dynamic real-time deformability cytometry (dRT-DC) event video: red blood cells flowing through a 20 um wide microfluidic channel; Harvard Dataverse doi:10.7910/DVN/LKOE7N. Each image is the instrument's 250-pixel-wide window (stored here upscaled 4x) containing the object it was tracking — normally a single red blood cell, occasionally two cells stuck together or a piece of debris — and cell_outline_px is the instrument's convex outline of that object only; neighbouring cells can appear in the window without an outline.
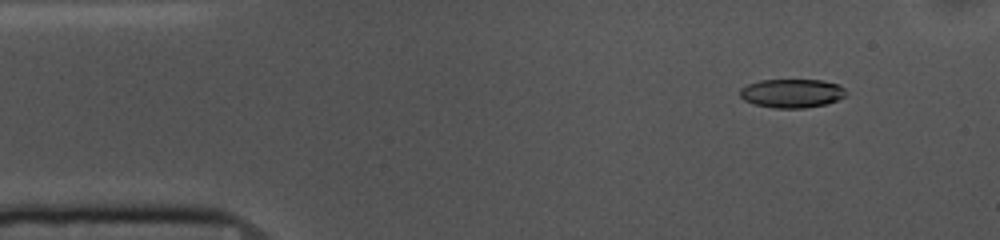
{"species": "common noctule bat (a hibernating species)", "species_latin": "Nyctalus noctula", "temperature_condition": "cold", "stored_images_in_passage": 53, "camera_frame_rate_fps": 3000, "um_per_image_px": 0.085, "animal": {"sex": "female", "body_mass_g": 10.0, "forearm_length_mm": 53.1}, "frame": {"image": 1, "passage_image": 5, "time_ms": 1.333, "image_size_px": [1000, 240], "cell_outline_px": [[848, 92], [844, 96], [836, 100], [824, 104], [804, 108], [772, 108], [756, 104], [744, 100], [740, 96], [740, 88], [748, 84], [760, 80], [820, 80], [840, 84]], "centroid_in_image_um": [67.31, 7.92], "position_along_channel_um": 17.7, "area_um2": 17.74}}
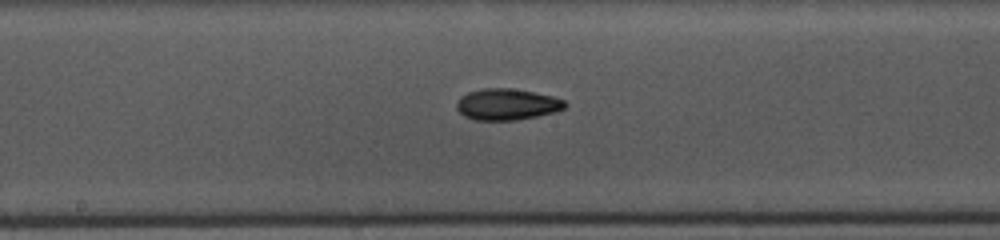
{"frame": {"image": 2, "passage_image": 26, "time_ms": 8.333, "image_size_px": [1000, 240], "cell_outline_px": [[568, 104], [564, 108], [556, 112], [516, 120], [476, 120], [464, 116], [456, 108], [456, 100], [460, 96], [468, 92], [484, 88], [512, 88], [552, 96], [564, 100]], "centroid_in_image_um": [43.07, 8.87], "position_along_channel_um": 205.1, "area_um2": 19.83}}
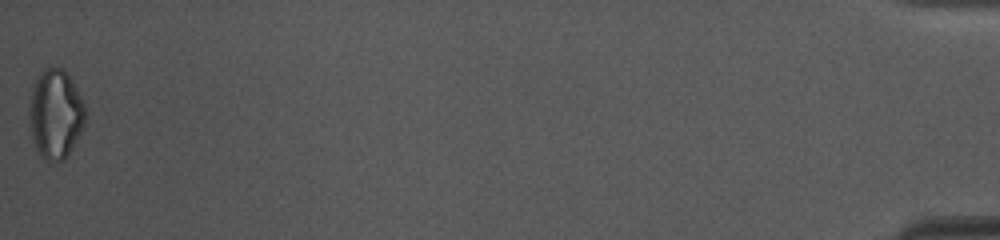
{"frame": {"image": 3, "passage_image": 53, "time_ms": 17.333, "image_size_px": [1000, 240], "cell_outline_px": [[84, 124], [80, 132], [64, 160], [48, 160], [40, 156], [36, 148], [32, 136], [28, 120], [28, 104], [32, 88], [36, 80], [44, 68], [60, 68], [72, 80], [84, 104]], "centroid_in_image_um": [4.67, 9.69], "position_along_channel_um": 430.5, "area_um2": 28.67}, "authors_computed_cell_mechanics": {"area_um2": 19.1318, "velocity_mm_per_s": 3.6756, "shape_relaxation_time_tau1_ms": 4.8176, "shape_relaxation_time_tau2_ms": 5.2457, "deformation_change_tau1": 0.1211, "deformation_change_tau2": 0.1201}}